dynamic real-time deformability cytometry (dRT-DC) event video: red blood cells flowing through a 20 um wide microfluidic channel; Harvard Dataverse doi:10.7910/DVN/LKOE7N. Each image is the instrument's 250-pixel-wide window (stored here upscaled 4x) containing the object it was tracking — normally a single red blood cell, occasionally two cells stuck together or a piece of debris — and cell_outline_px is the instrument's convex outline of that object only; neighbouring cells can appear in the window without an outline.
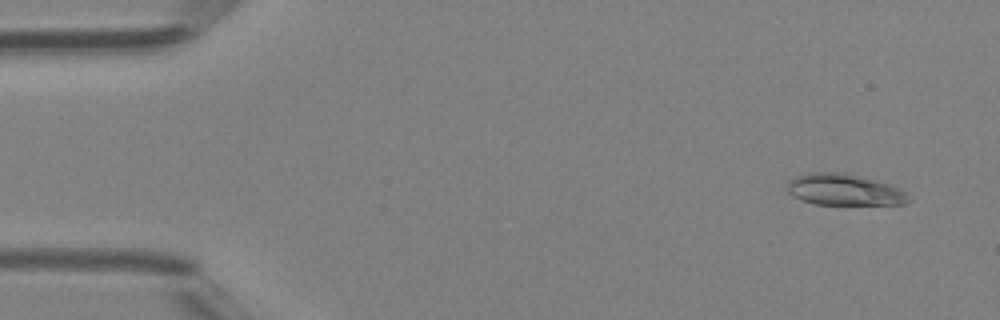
{"species": "Egyptian fruit bat (a non-hibernating species)", "species_latin": "Rousettus aegyptiacus", "temperature_condition": "room temperature", "stored_images_in_passage": 41, "camera_frame_rate_fps": 3000, "um_per_image_px": 0.085, "animal": {"sex": "female"}, "frame": {"image": 1, "passage_image": 1, "time_ms": 0.0, "image_size_px": [1000, 320], "cell_outline_px": [[912, 200], [904, 204], [816, 204], [800, 200], [792, 196], [788, 192], [788, 180], [796, 176], [808, 172], [840, 172], [876, 180], [888, 184], [904, 192]], "centroid_in_image_um": [71.71, 16.12], "position_along_channel_um": 13.3, "area_um2": 22.02}}
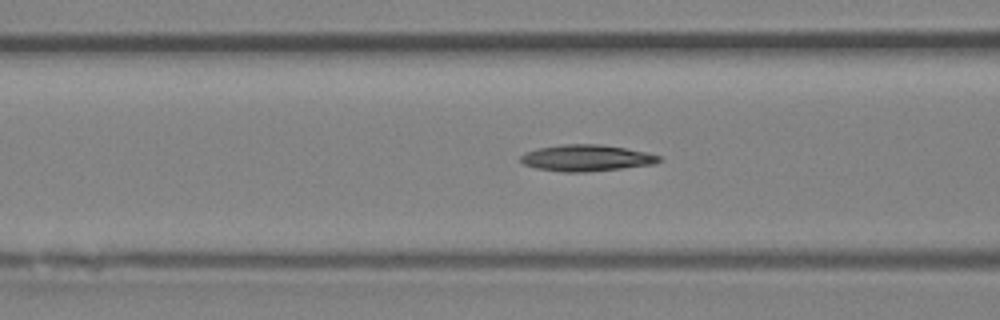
{"frame": {"image": 2, "passage_image": 15, "time_ms": 4.667, "image_size_px": [1000, 320], "cell_outline_px": [[660, 160], [656, 164], [584, 172], [564, 172], [536, 168], [524, 164], [520, 160], [520, 156], [524, 152], [540, 148], [564, 144], [600, 144], [648, 152], [660, 156]], "centroid_in_image_um": [49.84, 13.42], "position_along_channel_um": 116.8, "area_um2": 21.15}}
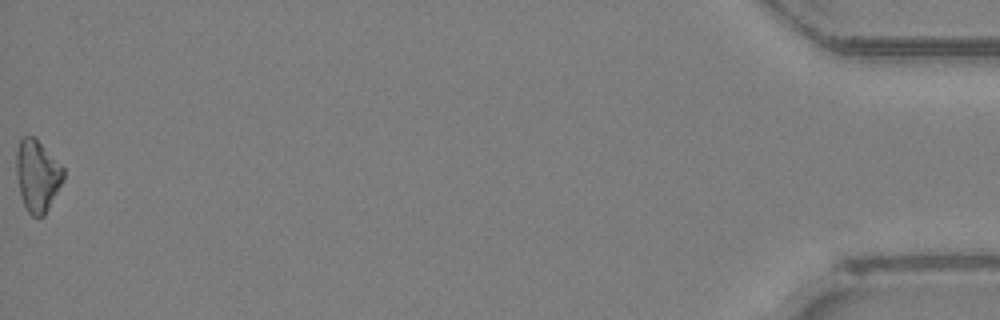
{"frame": {"image": 3, "passage_image": 41, "time_ms": 13.333, "image_size_px": [1000, 320], "cell_outline_px": [[64, 180], [44, 216], [32, 216], [28, 212], [24, 204], [20, 192], [16, 172], [16, 152], [20, 136], [36, 136], [64, 168]], "centroid_in_image_um": [3.18, 14.88], "position_along_channel_um": 432.0, "area_um2": 19.88}}